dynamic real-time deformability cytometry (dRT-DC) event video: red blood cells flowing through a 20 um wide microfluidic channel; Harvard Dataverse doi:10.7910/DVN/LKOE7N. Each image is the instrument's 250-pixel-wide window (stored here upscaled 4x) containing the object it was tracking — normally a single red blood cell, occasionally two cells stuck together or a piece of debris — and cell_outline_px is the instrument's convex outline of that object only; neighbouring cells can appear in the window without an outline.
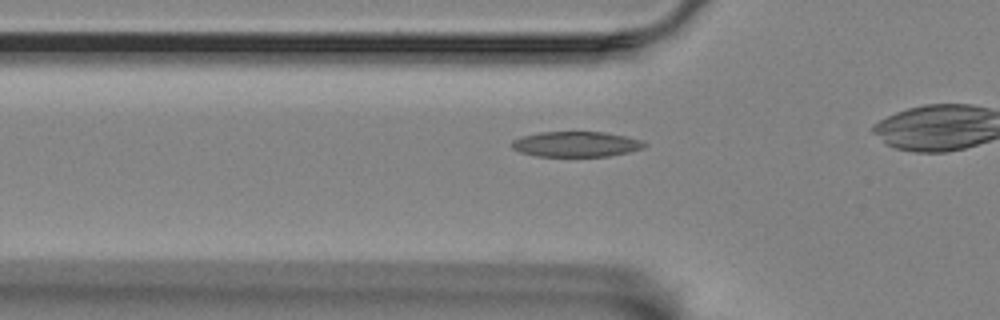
{"species": "Egyptian fruit bat (a non-hibernating species)", "species_latin": "Rousettus aegyptiacus", "temperature_condition": "room temperature", "stored_images_in_passage": 14, "camera_frame_rate_fps": 3000, "um_per_image_px": 0.085, "animal": {"sex": "female"}, "frame": {"image": 1, "passage_image": 8, "time_ms": 2.333, "image_size_px": [1000, 320], "cell_outline_px": [[648, 144], [644, 148], [628, 152], [608, 156], [536, 156], [520, 152], [512, 148], [512, 140], [520, 136], [540, 132], [604, 132], [644, 140]], "centroid_in_image_um": [48.97, 12.25], "position_along_channel_um": 76.8, "area_um2": 19.65}}